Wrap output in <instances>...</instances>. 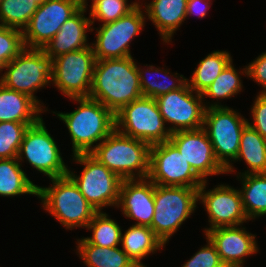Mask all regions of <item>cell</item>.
I'll return each mask as SVG.
<instances>
[{
	"label": "cell",
	"mask_w": 266,
	"mask_h": 267,
	"mask_svg": "<svg viewBox=\"0 0 266 267\" xmlns=\"http://www.w3.org/2000/svg\"><path fill=\"white\" fill-rule=\"evenodd\" d=\"M97 0H76L78 6L82 9H88ZM90 2V3H89ZM88 3L90 5H88Z\"/></svg>",
	"instance_id": "obj_40"
},
{
	"label": "cell",
	"mask_w": 266,
	"mask_h": 267,
	"mask_svg": "<svg viewBox=\"0 0 266 267\" xmlns=\"http://www.w3.org/2000/svg\"><path fill=\"white\" fill-rule=\"evenodd\" d=\"M88 9L80 8L73 16L67 19L55 36L42 48L46 55L54 59L69 52L91 46L89 32L92 24Z\"/></svg>",
	"instance_id": "obj_20"
},
{
	"label": "cell",
	"mask_w": 266,
	"mask_h": 267,
	"mask_svg": "<svg viewBox=\"0 0 266 267\" xmlns=\"http://www.w3.org/2000/svg\"><path fill=\"white\" fill-rule=\"evenodd\" d=\"M75 254L86 267H137L121 246L113 248L90 244L84 236L74 239Z\"/></svg>",
	"instance_id": "obj_27"
},
{
	"label": "cell",
	"mask_w": 266,
	"mask_h": 267,
	"mask_svg": "<svg viewBox=\"0 0 266 267\" xmlns=\"http://www.w3.org/2000/svg\"><path fill=\"white\" fill-rule=\"evenodd\" d=\"M95 61L92 46L54 58L51 86L67 99L89 97Z\"/></svg>",
	"instance_id": "obj_12"
},
{
	"label": "cell",
	"mask_w": 266,
	"mask_h": 267,
	"mask_svg": "<svg viewBox=\"0 0 266 267\" xmlns=\"http://www.w3.org/2000/svg\"><path fill=\"white\" fill-rule=\"evenodd\" d=\"M247 66V79L254 81L260 87L257 93H266V50L251 60Z\"/></svg>",
	"instance_id": "obj_38"
},
{
	"label": "cell",
	"mask_w": 266,
	"mask_h": 267,
	"mask_svg": "<svg viewBox=\"0 0 266 267\" xmlns=\"http://www.w3.org/2000/svg\"><path fill=\"white\" fill-rule=\"evenodd\" d=\"M198 189L154 184L155 210L150 228L165 245L195 215L199 208Z\"/></svg>",
	"instance_id": "obj_7"
},
{
	"label": "cell",
	"mask_w": 266,
	"mask_h": 267,
	"mask_svg": "<svg viewBox=\"0 0 266 267\" xmlns=\"http://www.w3.org/2000/svg\"><path fill=\"white\" fill-rule=\"evenodd\" d=\"M30 178L17 158L0 159V197H37L38 184Z\"/></svg>",
	"instance_id": "obj_28"
},
{
	"label": "cell",
	"mask_w": 266,
	"mask_h": 267,
	"mask_svg": "<svg viewBox=\"0 0 266 267\" xmlns=\"http://www.w3.org/2000/svg\"><path fill=\"white\" fill-rule=\"evenodd\" d=\"M247 118L233 107L207 108L203 128L211 141L216 159L226 169L237 157L241 133Z\"/></svg>",
	"instance_id": "obj_11"
},
{
	"label": "cell",
	"mask_w": 266,
	"mask_h": 267,
	"mask_svg": "<svg viewBox=\"0 0 266 267\" xmlns=\"http://www.w3.org/2000/svg\"><path fill=\"white\" fill-rule=\"evenodd\" d=\"M217 183L208 189L209 181H204L198 189V204L203 205L208 223L203 228L205 234L208 230L218 227L248 225L249 219L245 214L240 191L231 184ZM208 189V190H207Z\"/></svg>",
	"instance_id": "obj_13"
},
{
	"label": "cell",
	"mask_w": 266,
	"mask_h": 267,
	"mask_svg": "<svg viewBox=\"0 0 266 267\" xmlns=\"http://www.w3.org/2000/svg\"><path fill=\"white\" fill-rule=\"evenodd\" d=\"M146 13L139 3L127 15L114 22L104 25H92L91 33L94 38L91 42L96 60L122 59L133 56L132 41L146 28ZM95 33V34H94Z\"/></svg>",
	"instance_id": "obj_9"
},
{
	"label": "cell",
	"mask_w": 266,
	"mask_h": 267,
	"mask_svg": "<svg viewBox=\"0 0 266 267\" xmlns=\"http://www.w3.org/2000/svg\"><path fill=\"white\" fill-rule=\"evenodd\" d=\"M233 62L232 60L213 83L201 94L206 109L212 107H227L226 104L224 105V100L227 102L228 99H235L238 94L246 90L244 89L242 79L248 78L247 66L243 65V68L239 66L237 69ZM221 102H223V104Z\"/></svg>",
	"instance_id": "obj_24"
},
{
	"label": "cell",
	"mask_w": 266,
	"mask_h": 267,
	"mask_svg": "<svg viewBox=\"0 0 266 267\" xmlns=\"http://www.w3.org/2000/svg\"><path fill=\"white\" fill-rule=\"evenodd\" d=\"M79 9L76 0H47L39 5L23 30L25 48L42 49Z\"/></svg>",
	"instance_id": "obj_16"
},
{
	"label": "cell",
	"mask_w": 266,
	"mask_h": 267,
	"mask_svg": "<svg viewBox=\"0 0 266 267\" xmlns=\"http://www.w3.org/2000/svg\"><path fill=\"white\" fill-rule=\"evenodd\" d=\"M168 130H195L204 125L205 105L200 93L186 82L180 89L155 98Z\"/></svg>",
	"instance_id": "obj_14"
},
{
	"label": "cell",
	"mask_w": 266,
	"mask_h": 267,
	"mask_svg": "<svg viewBox=\"0 0 266 267\" xmlns=\"http://www.w3.org/2000/svg\"><path fill=\"white\" fill-rule=\"evenodd\" d=\"M135 225L151 226L154 216V183L148 178L123 180L116 207Z\"/></svg>",
	"instance_id": "obj_19"
},
{
	"label": "cell",
	"mask_w": 266,
	"mask_h": 267,
	"mask_svg": "<svg viewBox=\"0 0 266 267\" xmlns=\"http://www.w3.org/2000/svg\"><path fill=\"white\" fill-rule=\"evenodd\" d=\"M246 216L251 222L266 216V173L236 176Z\"/></svg>",
	"instance_id": "obj_29"
},
{
	"label": "cell",
	"mask_w": 266,
	"mask_h": 267,
	"mask_svg": "<svg viewBox=\"0 0 266 267\" xmlns=\"http://www.w3.org/2000/svg\"><path fill=\"white\" fill-rule=\"evenodd\" d=\"M34 1H36V3H37L38 5H42V4L45 3L47 0H34Z\"/></svg>",
	"instance_id": "obj_41"
},
{
	"label": "cell",
	"mask_w": 266,
	"mask_h": 267,
	"mask_svg": "<svg viewBox=\"0 0 266 267\" xmlns=\"http://www.w3.org/2000/svg\"><path fill=\"white\" fill-rule=\"evenodd\" d=\"M89 97L106 106L114 115L142 97L137 59L96 60Z\"/></svg>",
	"instance_id": "obj_1"
},
{
	"label": "cell",
	"mask_w": 266,
	"mask_h": 267,
	"mask_svg": "<svg viewBox=\"0 0 266 267\" xmlns=\"http://www.w3.org/2000/svg\"><path fill=\"white\" fill-rule=\"evenodd\" d=\"M169 141L203 180L212 176L226 175V169L216 159L211 141L204 128L171 133Z\"/></svg>",
	"instance_id": "obj_17"
},
{
	"label": "cell",
	"mask_w": 266,
	"mask_h": 267,
	"mask_svg": "<svg viewBox=\"0 0 266 267\" xmlns=\"http://www.w3.org/2000/svg\"><path fill=\"white\" fill-rule=\"evenodd\" d=\"M46 186L38 185L40 208L54 217L65 230L86 229L97 213L68 176L49 179Z\"/></svg>",
	"instance_id": "obj_3"
},
{
	"label": "cell",
	"mask_w": 266,
	"mask_h": 267,
	"mask_svg": "<svg viewBox=\"0 0 266 267\" xmlns=\"http://www.w3.org/2000/svg\"><path fill=\"white\" fill-rule=\"evenodd\" d=\"M234 60L228 50H213L197 62L187 83L197 93L202 94L220 75V73Z\"/></svg>",
	"instance_id": "obj_30"
},
{
	"label": "cell",
	"mask_w": 266,
	"mask_h": 267,
	"mask_svg": "<svg viewBox=\"0 0 266 267\" xmlns=\"http://www.w3.org/2000/svg\"><path fill=\"white\" fill-rule=\"evenodd\" d=\"M39 5L34 0H1L0 26L23 30Z\"/></svg>",
	"instance_id": "obj_32"
},
{
	"label": "cell",
	"mask_w": 266,
	"mask_h": 267,
	"mask_svg": "<svg viewBox=\"0 0 266 267\" xmlns=\"http://www.w3.org/2000/svg\"><path fill=\"white\" fill-rule=\"evenodd\" d=\"M69 162L82 166V170L78 171L79 174L75 168L69 166L67 175L74 181L88 203L97 212L105 211L106 208L115 210L123 180L91 154L73 155Z\"/></svg>",
	"instance_id": "obj_6"
},
{
	"label": "cell",
	"mask_w": 266,
	"mask_h": 267,
	"mask_svg": "<svg viewBox=\"0 0 266 267\" xmlns=\"http://www.w3.org/2000/svg\"><path fill=\"white\" fill-rule=\"evenodd\" d=\"M241 161L247 169L237 171V165L234 164ZM258 173H266V139L247 124L241 133L238 155L226 168V175L232 174L235 177Z\"/></svg>",
	"instance_id": "obj_22"
},
{
	"label": "cell",
	"mask_w": 266,
	"mask_h": 267,
	"mask_svg": "<svg viewBox=\"0 0 266 267\" xmlns=\"http://www.w3.org/2000/svg\"><path fill=\"white\" fill-rule=\"evenodd\" d=\"M165 67V64L162 67H156L152 64H141L137 61L143 97L155 99L162 94L180 89L187 82V77L183 74H179L177 71L171 72V68Z\"/></svg>",
	"instance_id": "obj_26"
},
{
	"label": "cell",
	"mask_w": 266,
	"mask_h": 267,
	"mask_svg": "<svg viewBox=\"0 0 266 267\" xmlns=\"http://www.w3.org/2000/svg\"><path fill=\"white\" fill-rule=\"evenodd\" d=\"M44 113L28 95L0 83V122L36 123Z\"/></svg>",
	"instance_id": "obj_25"
},
{
	"label": "cell",
	"mask_w": 266,
	"mask_h": 267,
	"mask_svg": "<svg viewBox=\"0 0 266 267\" xmlns=\"http://www.w3.org/2000/svg\"><path fill=\"white\" fill-rule=\"evenodd\" d=\"M52 70L53 59L42 49L25 48L0 70V83L28 95L47 113L50 108L46 106V101L36 94L51 87Z\"/></svg>",
	"instance_id": "obj_4"
},
{
	"label": "cell",
	"mask_w": 266,
	"mask_h": 267,
	"mask_svg": "<svg viewBox=\"0 0 266 267\" xmlns=\"http://www.w3.org/2000/svg\"><path fill=\"white\" fill-rule=\"evenodd\" d=\"M33 124L0 122V159L17 158L23 136Z\"/></svg>",
	"instance_id": "obj_34"
},
{
	"label": "cell",
	"mask_w": 266,
	"mask_h": 267,
	"mask_svg": "<svg viewBox=\"0 0 266 267\" xmlns=\"http://www.w3.org/2000/svg\"><path fill=\"white\" fill-rule=\"evenodd\" d=\"M115 129L150 146L169 141L171 136L156 99L143 96L115 114Z\"/></svg>",
	"instance_id": "obj_10"
},
{
	"label": "cell",
	"mask_w": 266,
	"mask_h": 267,
	"mask_svg": "<svg viewBox=\"0 0 266 267\" xmlns=\"http://www.w3.org/2000/svg\"><path fill=\"white\" fill-rule=\"evenodd\" d=\"M105 211L97 212L89 222L86 231L91 235L84 237L90 244L102 247L121 245L123 227Z\"/></svg>",
	"instance_id": "obj_31"
},
{
	"label": "cell",
	"mask_w": 266,
	"mask_h": 267,
	"mask_svg": "<svg viewBox=\"0 0 266 267\" xmlns=\"http://www.w3.org/2000/svg\"><path fill=\"white\" fill-rule=\"evenodd\" d=\"M225 267H247V266H225Z\"/></svg>",
	"instance_id": "obj_42"
},
{
	"label": "cell",
	"mask_w": 266,
	"mask_h": 267,
	"mask_svg": "<svg viewBox=\"0 0 266 267\" xmlns=\"http://www.w3.org/2000/svg\"><path fill=\"white\" fill-rule=\"evenodd\" d=\"M23 49H25L23 32L15 28L0 26V70Z\"/></svg>",
	"instance_id": "obj_35"
},
{
	"label": "cell",
	"mask_w": 266,
	"mask_h": 267,
	"mask_svg": "<svg viewBox=\"0 0 266 267\" xmlns=\"http://www.w3.org/2000/svg\"><path fill=\"white\" fill-rule=\"evenodd\" d=\"M204 239L206 240V244L201 245L181 267H225L217 253L215 245L207 236Z\"/></svg>",
	"instance_id": "obj_36"
},
{
	"label": "cell",
	"mask_w": 266,
	"mask_h": 267,
	"mask_svg": "<svg viewBox=\"0 0 266 267\" xmlns=\"http://www.w3.org/2000/svg\"><path fill=\"white\" fill-rule=\"evenodd\" d=\"M60 148L42 116L27 128L17 159L23 168L26 163L37 171L36 174L40 173L48 179L63 177L67 175L69 164Z\"/></svg>",
	"instance_id": "obj_8"
},
{
	"label": "cell",
	"mask_w": 266,
	"mask_h": 267,
	"mask_svg": "<svg viewBox=\"0 0 266 267\" xmlns=\"http://www.w3.org/2000/svg\"><path fill=\"white\" fill-rule=\"evenodd\" d=\"M215 0H187L186 20L197 16L198 19L206 18Z\"/></svg>",
	"instance_id": "obj_39"
},
{
	"label": "cell",
	"mask_w": 266,
	"mask_h": 267,
	"mask_svg": "<svg viewBox=\"0 0 266 267\" xmlns=\"http://www.w3.org/2000/svg\"><path fill=\"white\" fill-rule=\"evenodd\" d=\"M253 99L247 123L266 139V93H257Z\"/></svg>",
	"instance_id": "obj_37"
},
{
	"label": "cell",
	"mask_w": 266,
	"mask_h": 267,
	"mask_svg": "<svg viewBox=\"0 0 266 267\" xmlns=\"http://www.w3.org/2000/svg\"><path fill=\"white\" fill-rule=\"evenodd\" d=\"M139 0H97L89 8L91 24L104 25L127 15L138 4ZM101 24H100V23Z\"/></svg>",
	"instance_id": "obj_33"
},
{
	"label": "cell",
	"mask_w": 266,
	"mask_h": 267,
	"mask_svg": "<svg viewBox=\"0 0 266 267\" xmlns=\"http://www.w3.org/2000/svg\"><path fill=\"white\" fill-rule=\"evenodd\" d=\"M139 1L145 10L147 21L158 31L161 43L172 46L174 35L186 21L187 0Z\"/></svg>",
	"instance_id": "obj_21"
},
{
	"label": "cell",
	"mask_w": 266,
	"mask_h": 267,
	"mask_svg": "<svg viewBox=\"0 0 266 267\" xmlns=\"http://www.w3.org/2000/svg\"><path fill=\"white\" fill-rule=\"evenodd\" d=\"M120 246L137 267H149L144 263L145 258L161 253L166 247L150 227L135 224L123 229Z\"/></svg>",
	"instance_id": "obj_23"
},
{
	"label": "cell",
	"mask_w": 266,
	"mask_h": 267,
	"mask_svg": "<svg viewBox=\"0 0 266 267\" xmlns=\"http://www.w3.org/2000/svg\"><path fill=\"white\" fill-rule=\"evenodd\" d=\"M151 146L114 129L90 153L122 180L145 179L149 174Z\"/></svg>",
	"instance_id": "obj_5"
},
{
	"label": "cell",
	"mask_w": 266,
	"mask_h": 267,
	"mask_svg": "<svg viewBox=\"0 0 266 267\" xmlns=\"http://www.w3.org/2000/svg\"><path fill=\"white\" fill-rule=\"evenodd\" d=\"M245 226L218 227L208 230L207 236L215 245L217 253L225 266H245L247 258L260 254L259 237Z\"/></svg>",
	"instance_id": "obj_18"
},
{
	"label": "cell",
	"mask_w": 266,
	"mask_h": 267,
	"mask_svg": "<svg viewBox=\"0 0 266 267\" xmlns=\"http://www.w3.org/2000/svg\"><path fill=\"white\" fill-rule=\"evenodd\" d=\"M71 112L50 111L64 124L69 134L71 155L90 154L114 129L115 115L102 103L90 97L70 98Z\"/></svg>",
	"instance_id": "obj_2"
},
{
	"label": "cell",
	"mask_w": 266,
	"mask_h": 267,
	"mask_svg": "<svg viewBox=\"0 0 266 267\" xmlns=\"http://www.w3.org/2000/svg\"><path fill=\"white\" fill-rule=\"evenodd\" d=\"M147 178L157 185L190 188L204 182L170 141L151 146Z\"/></svg>",
	"instance_id": "obj_15"
}]
</instances>
